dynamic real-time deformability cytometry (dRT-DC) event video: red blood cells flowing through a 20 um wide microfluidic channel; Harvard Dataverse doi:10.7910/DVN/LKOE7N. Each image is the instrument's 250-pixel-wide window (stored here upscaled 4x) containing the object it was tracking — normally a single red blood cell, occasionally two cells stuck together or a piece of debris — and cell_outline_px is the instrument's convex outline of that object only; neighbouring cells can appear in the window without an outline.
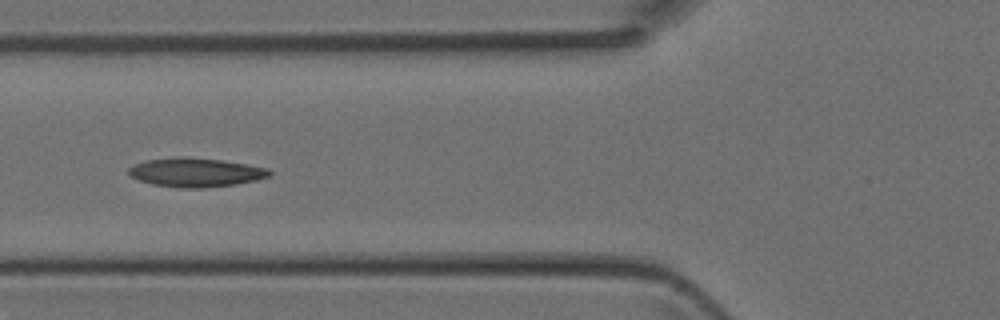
{"species": "Egyptian fruit bat (a non-hibernating species)", "species_latin": "Rousettus aegyptiacus", "temperature_condition": "room temperature", "stored_images_in_passage": 4, "camera_frame_rate_fps": 3000, "um_per_image_px": 0.085, "animal": {"sex": "female"}, "frame": {"image": 1, "passage_image": 4, "time_ms": 1.0, "image_size_px": [1000, 320], "cell_outline_px": [[272, 176], [256, 180], [236, 184], [204, 188], [180, 188], [152, 184], [128, 176], [128, 168], [136, 164], [148, 160], [180, 156], [188, 156], [220, 160], [268, 168], [272, 172]], "centroid_in_image_um": [16.63, 14.66], "position_along_channel_um": 109.2, "area_um2": 23.81}}